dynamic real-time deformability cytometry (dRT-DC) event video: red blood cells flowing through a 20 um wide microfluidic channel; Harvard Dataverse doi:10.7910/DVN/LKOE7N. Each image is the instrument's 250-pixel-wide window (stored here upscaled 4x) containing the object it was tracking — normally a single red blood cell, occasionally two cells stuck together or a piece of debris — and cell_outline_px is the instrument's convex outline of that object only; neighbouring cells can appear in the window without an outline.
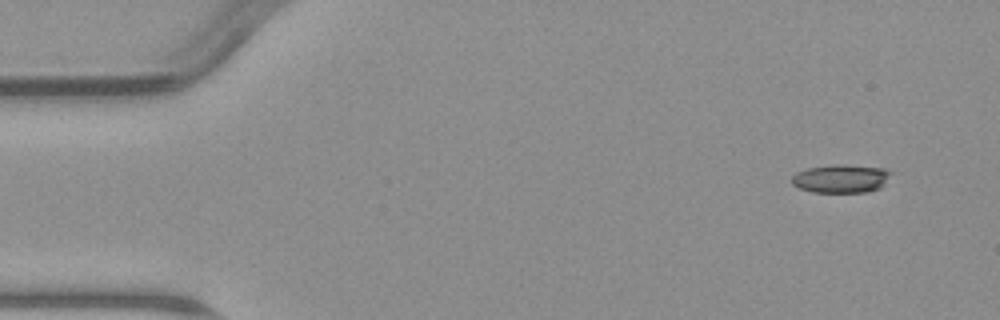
{"species": "common noctule bat (a hibernating species)", "species_latin": "Nyctalus noctula", "temperature_condition": "warm", "stored_images_in_passage": 6, "camera_frame_rate_fps": 3000, "um_per_image_px": 0.085, "animal": {"sex": "male", "body_mass_g": 23.1, "forearm_length_mm": 52.7}, "frame": {"image": 1, "passage_image": 1, "time_ms": 0.0, "image_size_px": [1000, 320], "cell_outline_px": [[892, 172], [880, 188], [868, 192], [812, 192], [800, 188], [792, 184], [792, 176], [796, 172], [808, 168], [836, 164], [840, 164], [884, 168]], "centroid_in_image_um": [71.47, 15.18], "position_along_channel_um": 13.5, "area_um2": 16.3}}
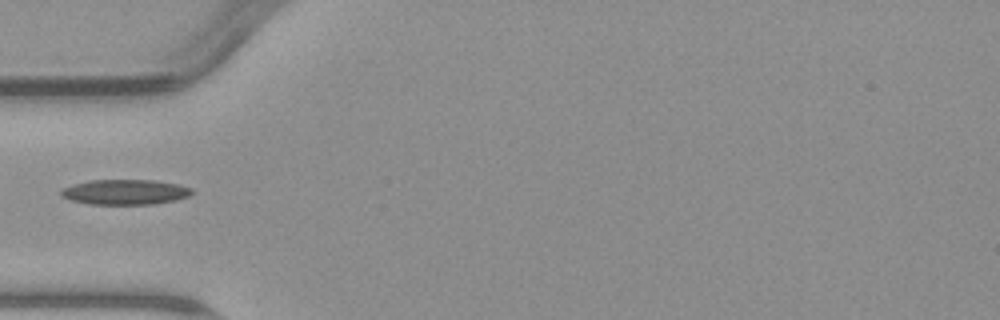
{"frame": {"image": 2, "passage_image": 5, "time_ms": 4.667, "image_size_px": [1000, 320], "cell_outline_px": [[192, 192], [188, 196], [176, 200], [152, 204], [92, 204], [72, 200], [60, 196], [60, 192], [64, 188], [72, 184], [92, 180], [156, 180], [180, 184], [192, 188]], "centroid_in_image_um": [10.66, 16.31], "position_along_channel_um": 74.3, "area_um2": 19.13}}
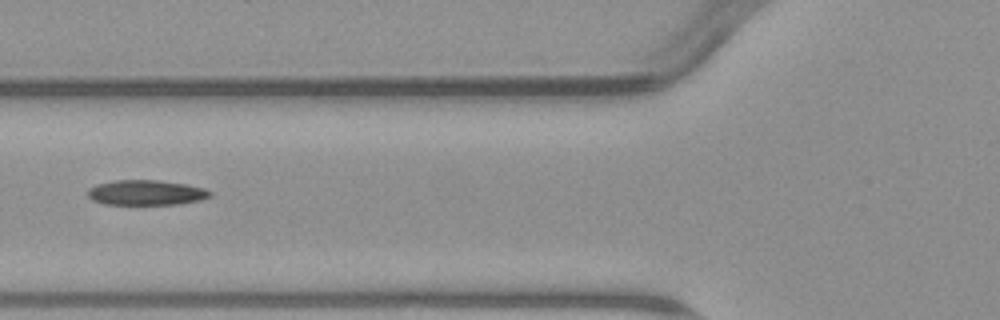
{"frame": {"image": 3, "passage_image": 6, "time_ms": 5.667, "image_size_px": [1000, 320], "cell_outline_px": [[212, 196], [200, 200], [180, 204], [104, 204], [92, 200], [88, 196], [88, 188], [96, 184], [116, 180], [160, 180], [184, 184], [204, 188], [212, 192]], "centroid_in_image_um": [12.42, 16.37], "position_along_channel_um": 113.4, "area_um2": 17.92}}